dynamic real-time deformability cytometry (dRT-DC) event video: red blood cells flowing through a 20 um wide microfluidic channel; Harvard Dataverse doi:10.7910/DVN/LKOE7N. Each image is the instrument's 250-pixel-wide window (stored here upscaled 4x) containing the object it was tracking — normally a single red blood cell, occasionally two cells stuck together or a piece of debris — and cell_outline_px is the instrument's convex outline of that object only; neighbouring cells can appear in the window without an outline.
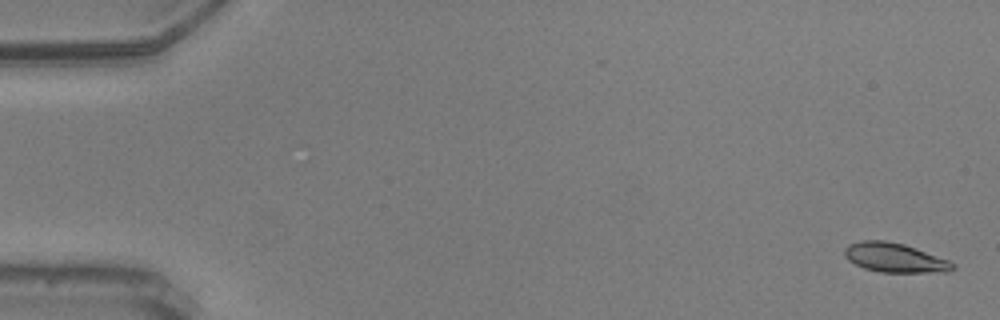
{"species": "common noctule bat (a hibernating species)", "species_latin": "Nyctalus noctula", "temperature_condition": "warm", "stored_images_in_passage": 57, "camera_frame_rate_fps": 3000, "um_per_image_px": 0.085, "animal": {"sex": "male", "body_mass_g": 20.5, "forearm_length_mm": 52.5}, "frame": {"image": 1, "passage_image": 2, "time_ms": 0.333, "image_size_px": [1000, 320], "cell_outline_px": [[956, 268], [948, 272], [880, 272], [864, 268], [848, 260], [844, 256], [844, 248], [848, 244], [860, 240], [884, 240], [904, 244], [916, 248], [948, 260], [956, 264]], "centroid_in_image_um": [76.04, 21.9], "position_along_channel_um": 9.0, "area_um2": 18.55}}
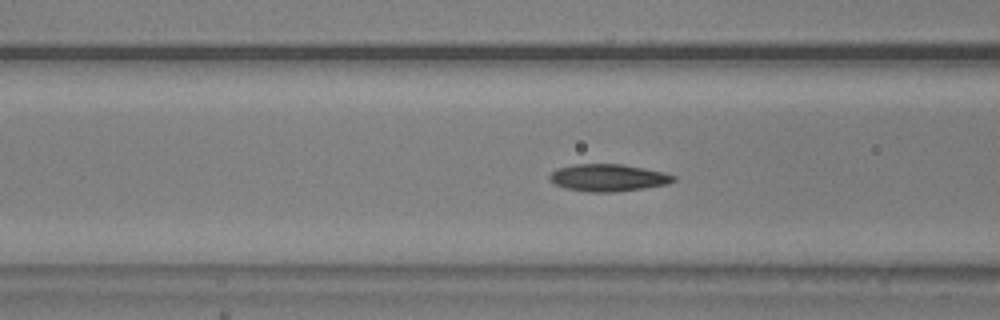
{"frame": {"image": 2, "passage_image": 23, "time_ms": 7.333, "image_size_px": [1000, 320], "cell_outline_px": [[676, 180], [668, 184], [644, 188], [612, 192], [588, 192], [564, 188], [548, 180], [548, 176], [556, 168], [572, 164], [624, 164], [664, 172], [676, 176]], "centroid_in_image_um": [51.67, 15.1], "position_along_channel_um": 114.9, "area_um2": 19.83}}
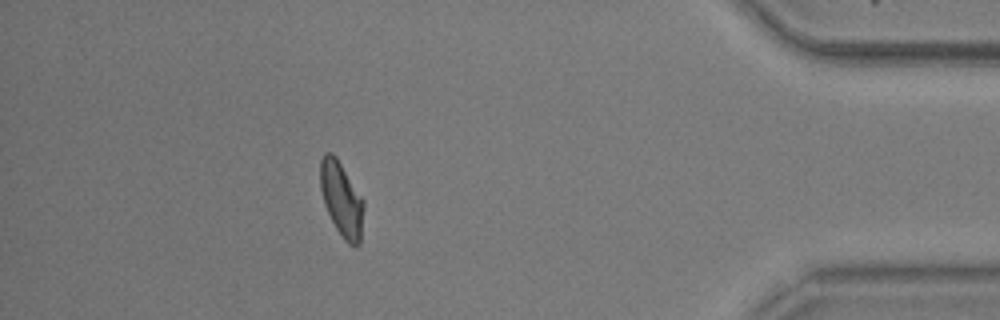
{"frame": {"image": 3, "passage_image": 51, "time_ms": 16.667, "image_size_px": [1000, 320], "cell_outline_px": [[364, 204], [360, 244], [356, 248], [348, 244], [344, 240], [336, 228], [324, 204], [320, 188], [320, 160], [324, 152], [332, 152], [336, 156], [364, 200]], "centroid_in_image_um": [29.03, 16.93], "position_along_channel_um": 406.2, "area_um2": 18.96}, "authors_computed_cell_mechanics": {"area_um2": 18.6116, "velocity_mm_per_s": 3.6055, "shape_relaxation_time_tau1_ms": 3.7332, "shape_relaxation_time_tau2_ms": 1.8311, "deformation_change_tau1": 0.128, "deformation_change_tau2": 0.0756}}